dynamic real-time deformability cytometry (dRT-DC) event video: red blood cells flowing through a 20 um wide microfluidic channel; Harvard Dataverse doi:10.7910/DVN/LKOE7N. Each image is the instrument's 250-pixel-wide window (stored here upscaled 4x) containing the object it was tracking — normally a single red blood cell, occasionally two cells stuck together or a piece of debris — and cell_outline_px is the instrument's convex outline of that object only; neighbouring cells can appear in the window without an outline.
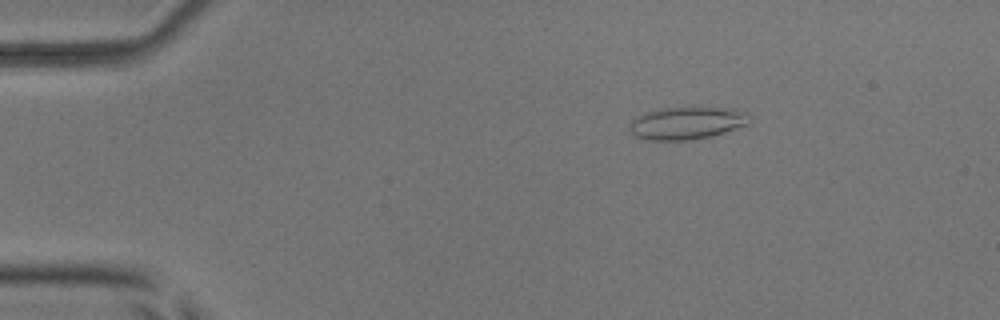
{"species": "common noctule bat (a hibernating species)", "species_latin": "Nyctalus noctula", "temperature_condition": "room temperature", "stored_images_in_passage": 49, "camera_frame_rate_fps": 3000, "um_per_image_px": 0.085, "animal": {"sex": "male", "body_mass_g": 17.9, "forearm_length_mm": 54.2}, "frame": {"image": 1, "passage_image": 5, "time_ms": 1.333, "image_size_px": [1000, 320], "cell_outline_px": [[748, 124], [712, 136], [688, 140], [644, 140], [632, 136], [628, 128], [628, 124], [636, 116], [644, 112], [660, 108], [700, 104], [732, 108], [744, 112]], "centroid_in_image_um": [58.29, 10.41], "position_along_channel_um": 26.7, "area_um2": 23.7}}
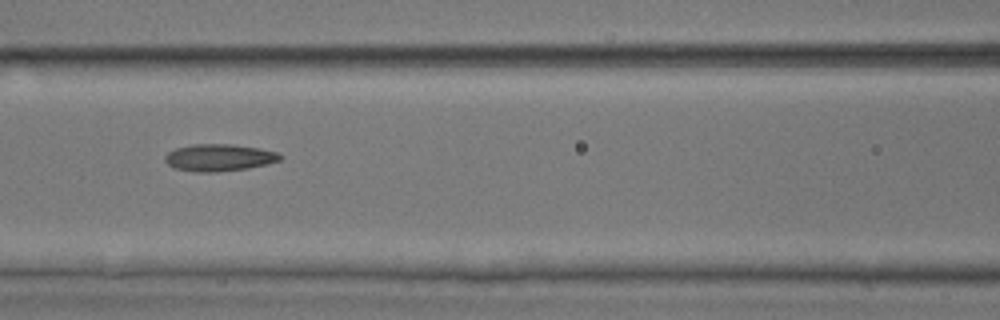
{"frame": {"image": 2, "passage_image": 20, "time_ms": 6.333, "image_size_px": [1000, 320], "cell_outline_px": [[284, 156], [280, 160], [268, 164], [248, 168], [216, 172], [196, 172], [172, 168], [164, 160], [164, 156], [168, 152], [176, 148], [192, 144], [232, 144], [260, 148], [276, 152]], "centroid_in_image_um": [18.61, 13.39], "position_along_channel_um": 148.0, "area_um2": 18.32}}
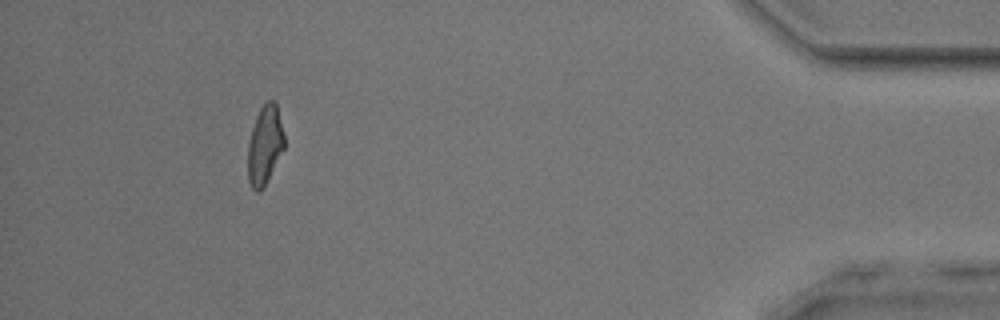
{"frame": {"image": 3, "passage_image": 45, "time_ms": 14.667, "image_size_px": [1000, 320], "cell_outline_px": [[284, 148], [264, 188], [260, 192], [256, 192], [252, 188], [248, 180], [248, 144], [252, 128], [256, 116], [260, 108], [268, 100], [272, 100], [276, 104], [284, 136]], "centroid_in_image_um": [22.5, 12.38], "position_along_channel_um": 412.7, "area_um2": 16.65}, "authors_computed_cell_mechanics": {"area_um2": 17.629, "velocity_mm_per_s": 3.8915, "shape_relaxation_time_tau1_ms": 7.8809, "shape_relaxation_time_tau2_ms": 2.7975, "deformation_change_tau1": 0.1772, "deformation_change_tau2": 0.1161}}